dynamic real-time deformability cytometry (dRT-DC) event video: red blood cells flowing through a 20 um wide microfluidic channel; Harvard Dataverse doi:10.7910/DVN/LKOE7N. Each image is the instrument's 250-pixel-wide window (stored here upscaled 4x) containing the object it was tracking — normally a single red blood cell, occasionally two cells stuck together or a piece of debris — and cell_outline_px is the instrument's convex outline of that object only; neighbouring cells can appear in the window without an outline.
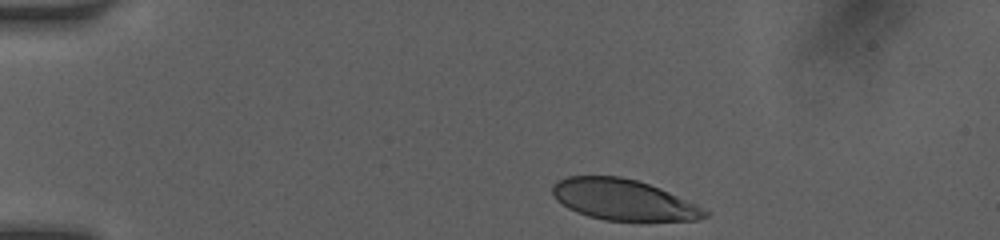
{"species": "human", "species_latin": "Homo sapiens", "temperature_condition": "room temperature", "stored_images_in_passage": 16, "camera_frame_rate_fps": 3000, "um_per_image_px": 0.085, "donor": {"sex": "female"}, "frame": {"image": 1, "passage_image": 1, "time_ms": 0.0, "image_size_px": [1000, 240], "cell_outline_px": [[712, 212], [708, 216], [696, 220], [604, 220], [588, 216], [576, 212], [568, 208], [556, 200], [552, 192], [552, 184], [568, 176], [620, 176], [636, 180], [660, 188], [696, 204]], "centroid_in_image_um": [52.98, 16.98], "position_along_channel_um": 32.0, "area_um2": 36.13}}
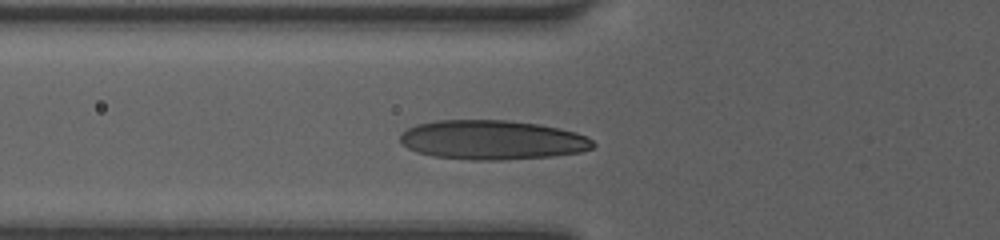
{"frame": {"image": 2, "passage_image": 10, "time_ms": 3.0, "image_size_px": [1000, 240], "cell_outline_px": [[596, 144], [592, 148], [580, 152], [552, 156], [500, 160], [472, 160], [432, 156], [416, 152], [408, 148], [400, 140], [400, 136], [408, 128], [416, 124], [436, 120], [508, 120], [536, 124], [560, 128], [576, 132], [588, 136]], "centroid_in_image_um": [41.85, 11.89], "position_along_channel_um": 83.9, "area_um2": 44.33}}
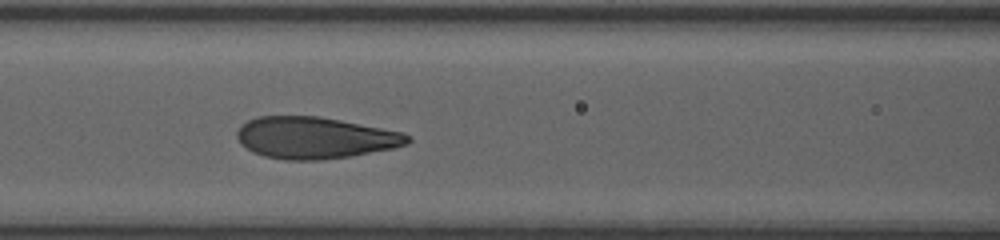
{"frame": {"image": 3, "passage_image": 14, "time_ms": 4.333, "image_size_px": [1000, 240], "cell_outline_px": [[412, 140], [408, 144], [392, 148], [352, 156], [320, 160], [284, 160], [264, 156], [252, 152], [240, 144], [236, 136], [236, 132], [240, 124], [256, 116], [320, 116], [404, 132]], "centroid_in_image_um": [26.73, 11.71], "position_along_channel_um": 139.9, "area_um2": 41.79}}